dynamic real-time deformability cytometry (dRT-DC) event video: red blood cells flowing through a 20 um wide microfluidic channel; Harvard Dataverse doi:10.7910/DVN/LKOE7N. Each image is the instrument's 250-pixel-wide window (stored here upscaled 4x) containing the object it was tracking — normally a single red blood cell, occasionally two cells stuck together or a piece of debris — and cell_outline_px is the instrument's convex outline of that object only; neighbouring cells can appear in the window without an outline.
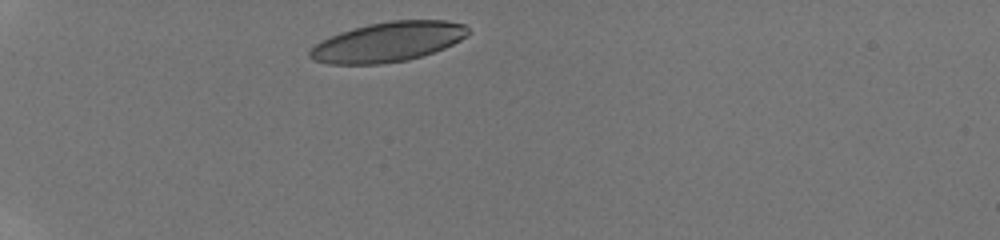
{"species": "human", "species_latin": "Homo sapiens", "temperature_condition": "room temperature", "stored_images_in_passage": 4, "camera_frame_rate_fps": 3000, "um_per_image_px": 0.085, "donor": {"sex": "male"}, "frame": {"image": 1, "passage_image": 1, "time_ms": 0.0, "image_size_px": [1000, 240], "cell_outline_px": [[468, 32], [460, 40], [444, 48], [408, 60], [380, 64], [328, 64], [312, 60], [308, 56], [308, 52], [320, 40], [340, 32], [352, 28], [368, 24], [392, 20], [448, 20], [464, 24], [468, 28]], "centroid_in_image_um": [32.93, 3.56], "position_along_channel_um": 52.1, "area_um2": 36.65}}
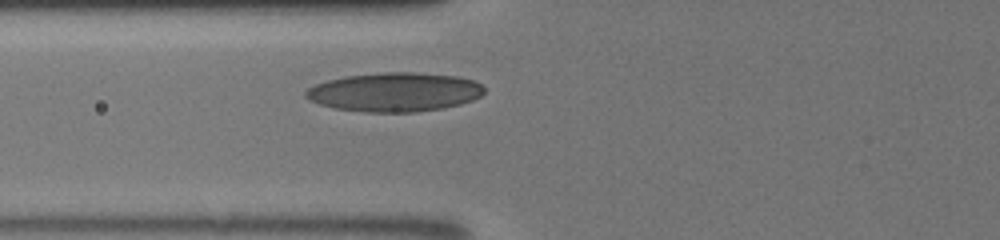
{"frame": {"image": 2, "passage_image": 4, "time_ms": 2.0, "image_size_px": [1000, 240], "cell_outline_px": [[484, 92], [480, 96], [472, 100], [460, 104], [440, 108], [416, 112], [364, 112], [336, 108], [320, 104], [308, 100], [304, 96], [304, 92], [308, 88], [316, 84], [328, 80], [348, 76], [384, 72], [412, 72], [460, 76], [476, 80], [484, 88]], "centroid_in_image_um": [33.55, 7.82], "position_along_channel_um": 92.2, "area_um2": 40.58}}